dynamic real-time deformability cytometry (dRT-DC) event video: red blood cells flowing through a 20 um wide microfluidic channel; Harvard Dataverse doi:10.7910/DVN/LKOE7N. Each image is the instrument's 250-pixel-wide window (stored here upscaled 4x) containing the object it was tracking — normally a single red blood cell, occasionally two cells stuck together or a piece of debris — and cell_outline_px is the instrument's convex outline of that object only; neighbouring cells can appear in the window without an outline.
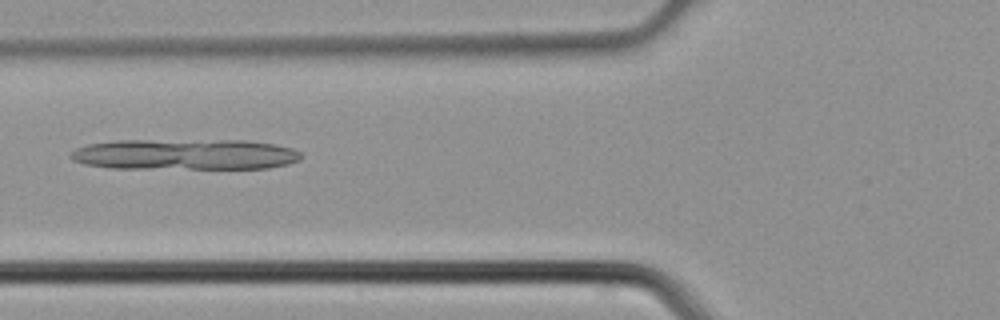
{"species": "common noctule bat (a hibernating species)", "species_latin": "Nyctalus noctula", "temperature_condition": "cold", "stored_images_in_passage": 5, "camera_frame_rate_fps": 3000, "um_per_image_px": 0.085, "animal": {"sex": "male", "body_mass_g": 21.5, "forearm_length_mm": 52.0}, "frame": {"image": 1, "passage_image": 5, "time_ms": 1.333, "image_size_px": [1000, 320], "cell_outline_px": [[300, 160], [288, 164], [268, 168], [112, 168], [84, 164], [72, 160], [68, 156], [76, 148], [88, 144], [116, 140], [248, 140], [276, 144], [292, 148], [300, 152]], "centroid_in_image_um": [15.72, 13.11], "position_along_channel_um": 110.1, "area_um2": 41.62}}